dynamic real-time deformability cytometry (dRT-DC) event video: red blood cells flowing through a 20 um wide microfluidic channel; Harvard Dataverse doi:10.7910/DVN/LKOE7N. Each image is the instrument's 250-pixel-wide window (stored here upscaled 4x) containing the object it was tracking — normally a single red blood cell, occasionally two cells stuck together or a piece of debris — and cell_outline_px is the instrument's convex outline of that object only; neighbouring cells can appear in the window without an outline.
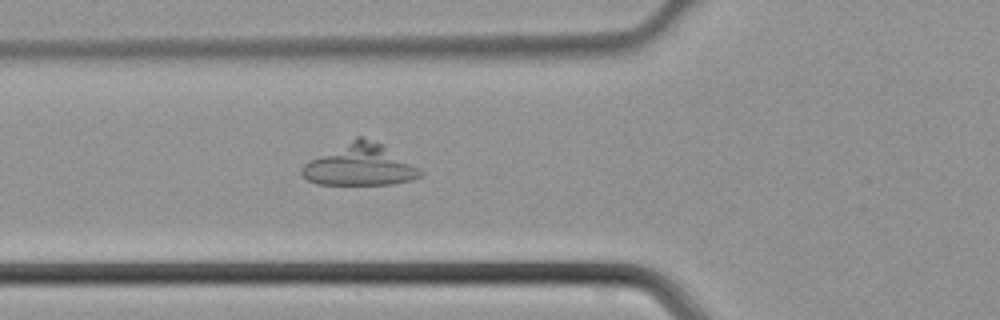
{"species": "common noctule bat (a hibernating species)", "species_latin": "Nyctalus noctula", "temperature_condition": "cold", "stored_images_in_passage": 37, "camera_frame_rate_fps": 3000, "um_per_image_px": 0.085, "animal": {"sex": "male", "body_mass_g": 21.5, "forearm_length_mm": 52.0}, "frame": {"image": 1, "passage_image": 7, "time_ms": 2.0, "image_size_px": [1000, 320], "cell_outline_px": [[424, 172], [420, 176], [412, 180], [392, 184], [316, 184], [308, 180], [300, 172], [300, 168], [308, 160], [356, 136], [360, 136], [384, 144], [420, 168]], "centroid_in_image_um": [30.6, 14.01], "position_along_channel_um": 95.2, "area_um2": 28.84}}
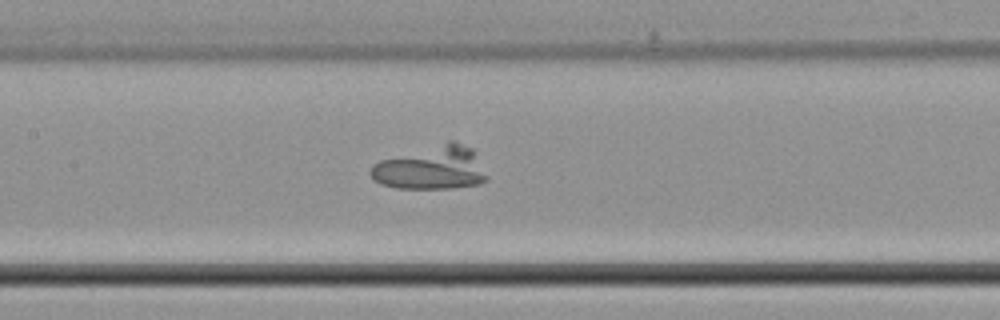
{"frame": {"image": 2, "passage_image": 12, "time_ms": 3.667, "image_size_px": [1000, 320], "cell_outline_px": [[488, 180], [480, 184], [452, 188], [396, 188], [380, 184], [368, 172], [372, 164], [380, 160], [448, 140], [452, 140], [472, 148], [488, 176]], "centroid_in_image_um": [36.67, 14.27], "position_along_channel_um": 170.7, "area_um2": 29.65}}
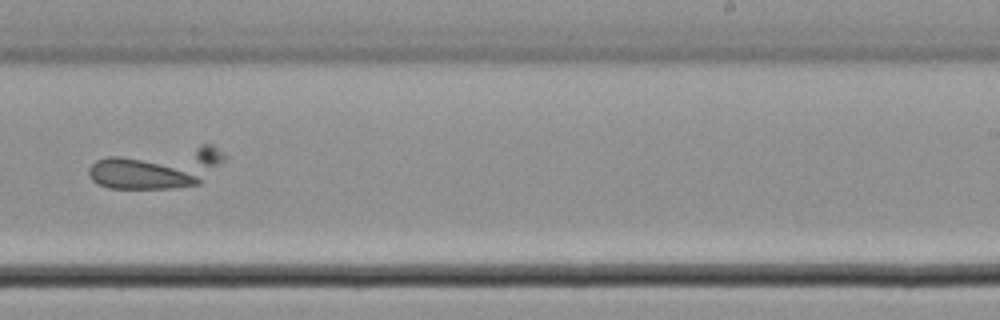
{"frame": {"image": 3, "passage_image": 19, "time_ms": 6.0, "image_size_px": [1000, 320], "cell_outline_px": [[228, 156], [200, 184], [172, 188], [108, 188], [96, 184], [88, 176], [88, 168], [96, 160], [108, 156], [200, 144], [212, 144], [224, 152]], "centroid_in_image_um": [13.41, 14.25], "position_along_channel_um": 275.6, "area_um2": 32.83}}